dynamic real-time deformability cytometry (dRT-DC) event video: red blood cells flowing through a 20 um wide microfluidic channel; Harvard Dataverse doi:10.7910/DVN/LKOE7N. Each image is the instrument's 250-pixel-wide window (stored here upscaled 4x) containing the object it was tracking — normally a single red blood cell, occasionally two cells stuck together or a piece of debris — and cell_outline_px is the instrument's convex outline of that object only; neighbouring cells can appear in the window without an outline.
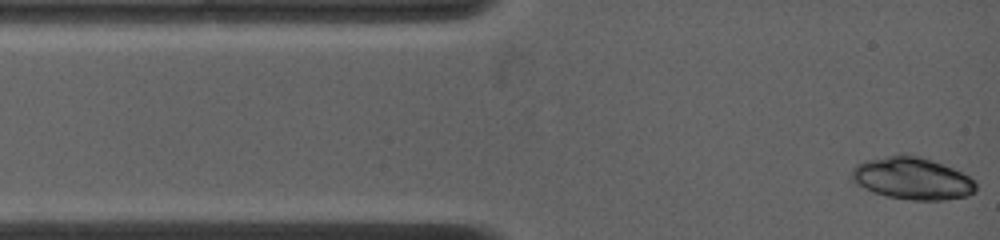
{"species": "common noctule bat (a hibernating species)", "species_latin": "Nyctalus noctula", "temperature_condition": "warm", "stored_images_in_passage": 10, "camera_frame_rate_fps": 4500, "um_per_image_px": 0.085, "animal": {"sex": "female", "body_mass_g": 19.0, "forearm_length_mm": 53.3}, "frame": {"image": 1, "passage_image": 1, "time_ms": 0.0, "image_size_px": [1000, 240], "cell_outline_px": [[976, 192], [968, 196], [944, 200], [908, 200], [888, 196], [872, 192], [856, 184], [852, 180], [852, 168], [856, 164], [864, 160], [900, 152], [920, 156], [932, 160], [952, 168], [968, 176], [976, 184]], "centroid_in_image_um": [77.5, 15.15], "position_along_channel_um": 7.5, "area_um2": 30.92}}